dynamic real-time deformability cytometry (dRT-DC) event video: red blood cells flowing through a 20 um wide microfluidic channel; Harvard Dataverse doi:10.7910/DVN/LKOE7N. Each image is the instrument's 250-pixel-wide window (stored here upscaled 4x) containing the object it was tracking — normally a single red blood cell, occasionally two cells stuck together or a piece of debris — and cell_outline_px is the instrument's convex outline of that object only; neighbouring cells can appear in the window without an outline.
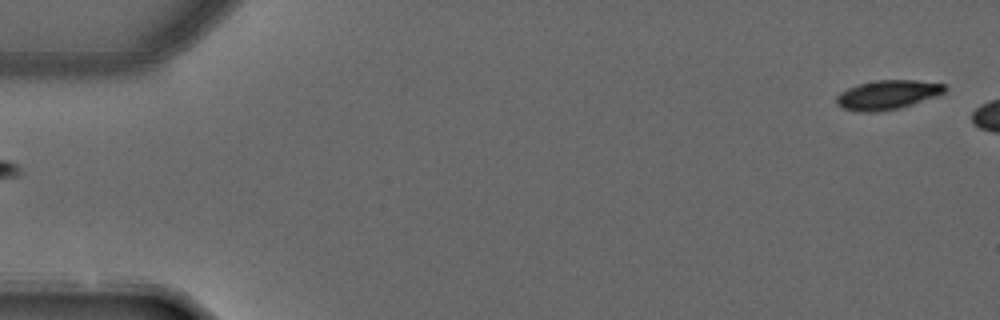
{"species": "common noctule bat (a hibernating species)", "species_latin": "Nyctalus noctula", "temperature_condition": "warm", "stored_images_in_passage": 4, "segment_of_instrument_passage": [2, 2], "camera_frame_rate_fps": 3000, "um_per_image_px": 0.085, "animal": {"sex": "male", "forearm_length_mm": 52.5}, "frame": {"image": 1, "passage_image": 4, "time_ms": 1.0, "image_size_px": [1000, 320], "cell_outline_px": [[948, 88], [944, 92], [936, 96], [900, 108], [880, 112], [860, 112], [844, 108], [836, 104], [836, 96], [840, 92], [848, 88], [860, 84], [876, 80], [916, 80], [944, 84]], "centroid_in_image_um": [75.43, 8.06], "position_along_channel_um": 9.6, "area_um2": 18.44}}